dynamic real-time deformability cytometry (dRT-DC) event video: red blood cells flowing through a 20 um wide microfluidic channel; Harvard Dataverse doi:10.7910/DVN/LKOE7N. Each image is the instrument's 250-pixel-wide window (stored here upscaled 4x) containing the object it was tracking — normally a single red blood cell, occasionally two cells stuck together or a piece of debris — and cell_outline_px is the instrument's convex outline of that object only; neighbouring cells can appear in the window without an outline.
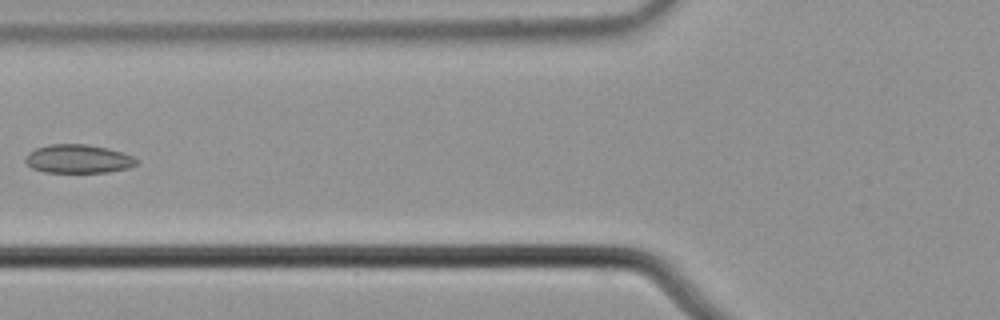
{"species": "common noctule bat (a hibernating species)", "species_latin": "Nyctalus noctula", "temperature_condition": "cold", "stored_images_in_passage": 6, "camera_frame_rate_fps": 3000, "um_per_image_px": 0.085, "animal": {"sex": "male", "body_mass_g": 21.5, "forearm_length_mm": 52.0}, "frame": {"image": 1, "passage_image": 6, "time_ms": 1.667, "image_size_px": [1000, 320], "cell_outline_px": [[140, 160], [136, 164], [128, 168], [108, 172], [44, 172], [32, 168], [24, 160], [28, 152], [36, 148], [48, 144], [88, 144], [108, 148], [132, 156]], "centroid_in_image_um": [6.64, 13.5], "position_along_channel_um": 119.2, "area_um2": 18.55}}